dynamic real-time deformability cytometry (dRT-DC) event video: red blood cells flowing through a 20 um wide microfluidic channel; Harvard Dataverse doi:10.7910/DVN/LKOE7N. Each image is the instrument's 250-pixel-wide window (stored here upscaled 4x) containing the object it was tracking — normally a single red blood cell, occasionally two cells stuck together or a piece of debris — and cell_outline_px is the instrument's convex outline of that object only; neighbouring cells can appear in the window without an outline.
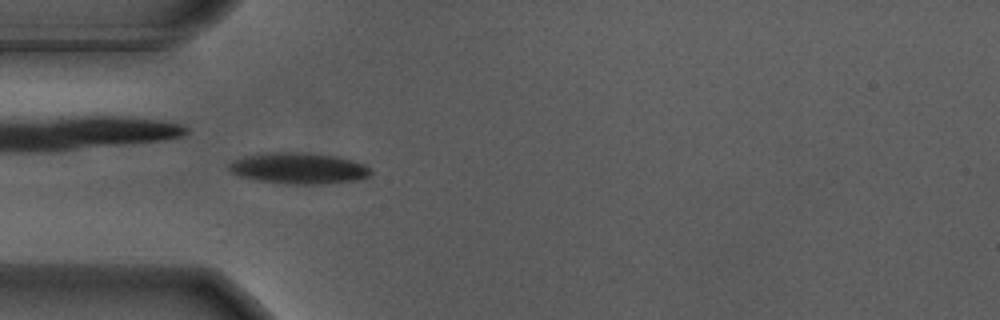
{"species": "Egyptian fruit bat (a non-hibernating species)", "species_latin": "Rousettus aegyptiacus", "temperature_condition": "warm", "stored_images_in_passage": 56, "camera_frame_rate_fps": 3000, "um_per_image_px": 0.085, "animal": {"sex": "male"}, "frame": {"image": 1, "passage_image": 16, "time_ms": 5.0, "image_size_px": [1000, 320], "cell_outline_px": [[372, 172], [368, 176], [360, 180], [320, 184], [288, 184], [256, 180], [240, 176], [232, 172], [228, 168], [228, 164], [232, 160], [244, 156], [272, 152], [308, 152], [340, 156], [364, 164]], "centroid_in_image_um": [25.4, 14.29], "position_along_channel_um": 59.6, "area_um2": 25.95}}
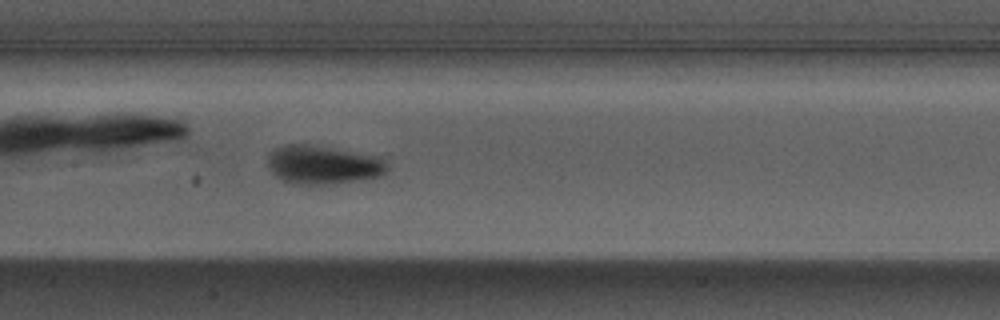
{"frame": {"image": 2, "passage_image": 26, "time_ms": 8.333, "image_size_px": [1000, 320], "cell_outline_px": [[388, 168], [380, 176], [336, 184], [292, 184], [280, 180], [268, 168], [268, 152], [284, 144], [312, 144], [380, 156], [388, 164]], "centroid_in_image_um": [27.43, 14.0], "position_along_channel_um": 180.0, "area_um2": 27.34}}
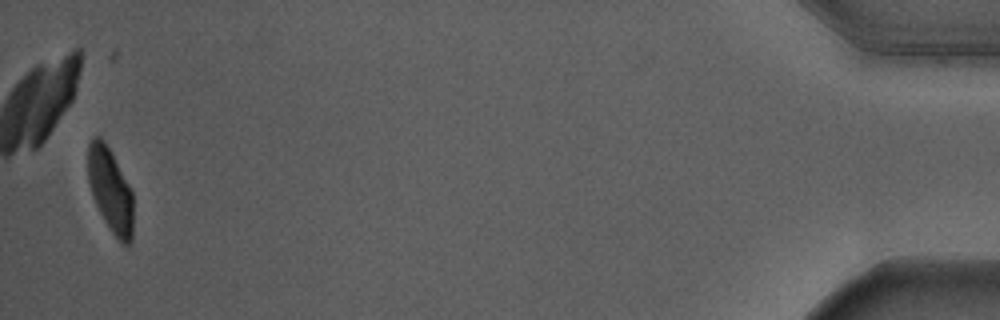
{"frame": {"image": 3, "passage_image": 54, "time_ms": 17.667, "image_size_px": [1000, 320], "cell_outline_px": [[132, 240], [128, 244], [120, 244], [104, 220], [92, 196], [88, 180], [88, 144], [96, 136], [100, 136], [104, 140], [128, 184], [132, 192]], "centroid_in_image_um": [9.37, 16.18], "position_along_channel_um": 425.8, "area_um2": 21.85}, "authors_computed_cell_mechanics": {"area_um2": 24.5361, "velocity_mm_per_s": 3.6746, "shape_relaxation_time_tau1_ms": 2.2486, "shape_relaxation_time_tau2_ms": null, "deformation_change_tau1": 0.165, "deformation_change_tau2": null}}